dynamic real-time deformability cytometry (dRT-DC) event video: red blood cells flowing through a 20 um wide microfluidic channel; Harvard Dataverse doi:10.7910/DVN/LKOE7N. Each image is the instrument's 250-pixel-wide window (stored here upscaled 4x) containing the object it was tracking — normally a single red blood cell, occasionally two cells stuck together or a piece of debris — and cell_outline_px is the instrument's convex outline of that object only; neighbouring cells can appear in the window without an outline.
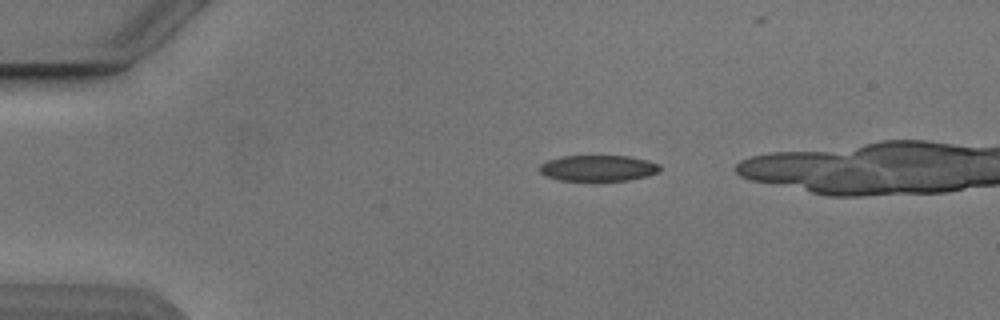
{"species": "Egyptian fruit bat (a non-hibernating species)", "species_latin": "Rousettus aegyptiacus", "temperature_condition": "cold", "stored_images_in_passage": 38, "camera_frame_rate_fps": 3000, "um_per_image_px": 0.085, "animal": {"sex": "male"}, "frame": {"image": 1, "passage_image": 3, "time_ms": 0.667, "image_size_px": [1000, 320], "cell_outline_px": [[660, 172], [648, 176], [628, 180], [600, 184], [556, 180], [544, 176], [540, 172], [540, 164], [548, 160], [560, 156], [628, 156], [660, 164]], "centroid_in_image_um": [50.8, 14.35], "position_along_channel_um": 34.2, "area_um2": 19.25}}
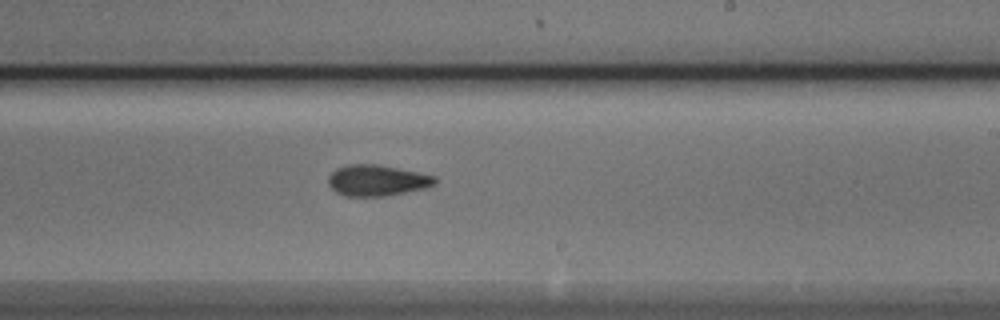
{"frame": {"image": 2, "passage_image": 24, "time_ms": 7.667, "image_size_px": [1000, 320], "cell_outline_px": [[436, 180], [432, 184], [424, 188], [404, 192], [380, 196], [348, 196], [336, 192], [328, 184], [328, 176], [336, 168], [344, 164], [380, 164], [436, 176]], "centroid_in_image_um": [31.99, 15.31], "position_along_channel_um": 257.0, "area_um2": 19.13}}
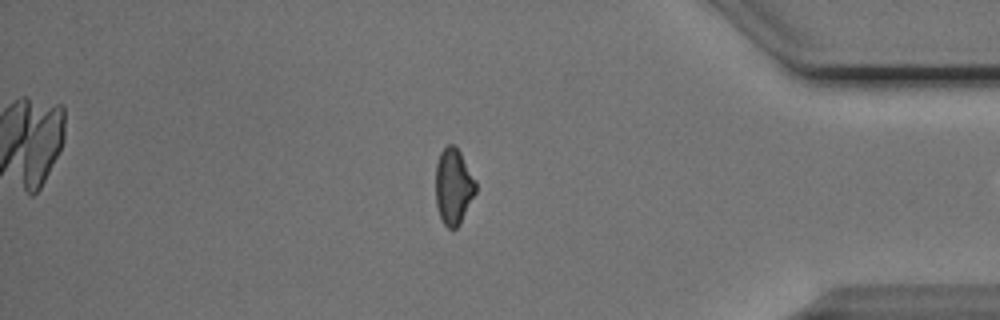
{"frame": {"image": 3, "passage_image": 37, "time_ms": 12.0, "image_size_px": [1000, 320], "cell_outline_px": [[476, 192], [460, 224], [456, 228], [448, 228], [444, 224], [440, 216], [436, 204], [436, 164], [440, 152], [448, 144], [452, 144], [460, 152], [476, 180]], "centroid_in_image_um": [38.55, 15.85], "position_along_channel_um": 396.7, "area_um2": 17.69}}